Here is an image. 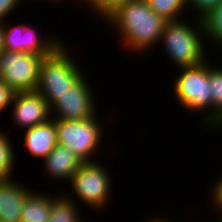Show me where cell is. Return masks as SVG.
<instances>
[{
	"instance_id": "obj_1",
	"label": "cell",
	"mask_w": 222,
	"mask_h": 222,
	"mask_svg": "<svg viewBox=\"0 0 222 222\" xmlns=\"http://www.w3.org/2000/svg\"><path fill=\"white\" fill-rule=\"evenodd\" d=\"M103 22L117 31L123 48L140 56L159 44L167 21L145 0H123Z\"/></svg>"
},
{
	"instance_id": "obj_2",
	"label": "cell",
	"mask_w": 222,
	"mask_h": 222,
	"mask_svg": "<svg viewBox=\"0 0 222 222\" xmlns=\"http://www.w3.org/2000/svg\"><path fill=\"white\" fill-rule=\"evenodd\" d=\"M192 18L189 23V18L187 22L184 19L167 21L161 34L159 45H162L168 61L171 60L175 68L194 66L208 59L202 21L194 16Z\"/></svg>"
},
{
	"instance_id": "obj_3",
	"label": "cell",
	"mask_w": 222,
	"mask_h": 222,
	"mask_svg": "<svg viewBox=\"0 0 222 222\" xmlns=\"http://www.w3.org/2000/svg\"><path fill=\"white\" fill-rule=\"evenodd\" d=\"M206 59L204 62L187 67L176 68V78L172 79L174 99L182 108L191 113L203 114L200 123H202L205 131H210L212 128V91L210 89L209 78V62ZM179 74V75H178ZM198 112V113H197Z\"/></svg>"
},
{
	"instance_id": "obj_4",
	"label": "cell",
	"mask_w": 222,
	"mask_h": 222,
	"mask_svg": "<svg viewBox=\"0 0 222 222\" xmlns=\"http://www.w3.org/2000/svg\"><path fill=\"white\" fill-rule=\"evenodd\" d=\"M66 44L61 43L52 53L44 56L40 64L36 91L49 105L84 75L78 60L71 53L74 50L69 52L70 48Z\"/></svg>"
},
{
	"instance_id": "obj_5",
	"label": "cell",
	"mask_w": 222,
	"mask_h": 222,
	"mask_svg": "<svg viewBox=\"0 0 222 222\" xmlns=\"http://www.w3.org/2000/svg\"><path fill=\"white\" fill-rule=\"evenodd\" d=\"M102 164L100 160L99 162H83L68 183L72 188V194H63L75 204L80 201L79 203L86 204L87 208L98 211L100 209V212L105 208L107 210L112 199L114 184H112L113 175L110 174L106 165ZM74 196L78 199H74Z\"/></svg>"
},
{
	"instance_id": "obj_6",
	"label": "cell",
	"mask_w": 222,
	"mask_h": 222,
	"mask_svg": "<svg viewBox=\"0 0 222 222\" xmlns=\"http://www.w3.org/2000/svg\"><path fill=\"white\" fill-rule=\"evenodd\" d=\"M98 113L85 120L54 119L56 125L57 144L67 147L82 162L99 161L94 155L98 153L102 141L104 127ZM97 159V160H96Z\"/></svg>"
},
{
	"instance_id": "obj_7",
	"label": "cell",
	"mask_w": 222,
	"mask_h": 222,
	"mask_svg": "<svg viewBox=\"0 0 222 222\" xmlns=\"http://www.w3.org/2000/svg\"><path fill=\"white\" fill-rule=\"evenodd\" d=\"M43 57L29 52L3 50L0 53V79L15 92L36 91Z\"/></svg>"
},
{
	"instance_id": "obj_8",
	"label": "cell",
	"mask_w": 222,
	"mask_h": 222,
	"mask_svg": "<svg viewBox=\"0 0 222 222\" xmlns=\"http://www.w3.org/2000/svg\"><path fill=\"white\" fill-rule=\"evenodd\" d=\"M87 77L84 74L68 91L57 96L49 105L53 119L85 120L99 113L96 99L98 96L94 95L95 91Z\"/></svg>"
},
{
	"instance_id": "obj_9",
	"label": "cell",
	"mask_w": 222,
	"mask_h": 222,
	"mask_svg": "<svg viewBox=\"0 0 222 222\" xmlns=\"http://www.w3.org/2000/svg\"><path fill=\"white\" fill-rule=\"evenodd\" d=\"M7 21L2 22L4 50L10 52H29L46 56L52 53L61 43L65 42L61 37L38 35V31L30 25L16 24L9 27ZM61 39V40H60Z\"/></svg>"
},
{
	"instance_id": "obj_10",
	"label": "cell",
	"mask_w": 222,
	"mask_h": 222,
	"mask_svg": "<svg viewBox=\"0 0 222 222\" xmlns=\"http://www.w3.org/2000/svg\"><path fill=\"white\" fill-rule=\"evenodd\" d=\"M10 108L11 119L19 130L32 128L52 118L47 100L38 91L16 92Z\"/></svg>"
},
{
	"instance_id": "obj_11",
	"label": "cell",
	"mask_w": 222,
	"mask_h": 222,
	"mask_svg": "<svg viewBox=\"0 0 222 222\" xmlns=\"http://www.w3.org/2000/svg\"><path fill=\"white\" fill-rule=\"evenodd\" d=\"M18 181L13 177L0 180V221L20 222L21 220L24 200L32 188Z\"/></svg>"
},
{
	"instance_id": "obj_12",
	"label": "cell",
	"mask_w": 222,
	"mask_h": 222,
	"mask_svg": "<svg viewBox=\"0 0 222 222\" xmlns=\"http://www.w3.org/2000/svg\"><path fill=\"white\" fill-rule=\"evenodd\" d=\"M83 162L67 147L57 144L42 161L45 174L55 181L68 184Z\"/></svg>"
},
{
	"instance_id": "obj_13",
	"label": "cell",
	"mask_w": 222,
	"mask_h": 222,
	"mask_svg": "<svg viewBox=\"0 0 222 222\" xmlns=\"http://www.w3.org/2000/svg\"><path fill=\"white\" fill-rule=\"evenodd\" d=\"M24 145L30 156L39 158L41 161L57 145L55 120L51 118L49 121L35 125L32 128L24 130Z\"/></svg>"
},
{
	"instance_id": "obj_14",
	"label": "cell",
	"mask_w": 222,
	"mask_h": 222,
	"mask_svg": "<svg viewBox=\"0 0 222 222\" xmlns=\"http://www.w3.org/2000/svg\"><path fill=\"white\" fill-rule=\"evenodd\" d=\"M33 190L26 196L20 222H48L53 202L61 195ZM56 195V196H55Z\"/></svg>"
},
{
	"instance_id": "obj_15",
	"label": "cell",
	"mask_w": 222,
	"mask_h": 222,
	"mask_svg": "<svg viewBox=\"0 0 222 222\" xmlns=\"http://www.w3.org/2000/svg\"><path fill=\"white\" fill-rule=\"evenodd\" d=\"M205 41L222 49V1L201 18ZM212 43V44H211Z\"/></svg>"
},
{
	"instance_id": "obj_16",
	"label": "cell",
	"mask_w": 222,
	"mask_h": 222,
	"mask_svg": "<svg viewBox=\"0 0 222 222\" xmlns=\"http://www.w3.org/2000/svg\"><path fill=\"white\" fill-rule=\"evenodd\" d=\"M78 205L61 194L51 206L48 222H87L85 219L82 220Z\"/></svg>"
},
{
	"instance_id": "obj_17",
	"label": "cell",
	"mask_w": 222,
	"mask_h": 222,
	"mask_svg": "<svg viewBox=\"0 0 222 222\" xmlns=\"http://www.w3.org/2000/svg\"><path fill=\"white\" fill-rule=\"evenodd\" d=\"M150 8L166 21L181 20L188 11L187 0H145Z\"/></svg>"
},
{
	"instance_id": "obj_18",
	"label": "cell",
	"mask_w": 222,
	"mask_h": 222,
	"mask_svg": "<svg viewBox=\"0 0 222 222\" xmlns=\"http://www.w3.org/2000/svg\"><path fill=\"white\" fill-rule=\"evenodd\" d=\"M210 89L212 91V127L222 117V65L209 64Z\"/></svg>"
},
{
	"instance_id": "obj_19",
	"label": "cell",
	"mask_w": 222,
	"mask_h": 222,
	"mask_svg": "<svg viewBox=\"0 0 222 222\" xmlns=\"http://www.w3.org/2000/svg\"><path fill=\"white\" fill-rule=\"evenodd\" d=\"M7 131L0 129V180L13 177L16 163L14 143L10 142L11 138Z\"/></svg>"
},
{
	"instance_id": "obj_20",
	"label": "cell",
	"mask_w": 222,
	"mask_h": 222,
	"mask_svg": "<svg viewBox=\"0 0 222 222\" xmlns=\"http://www.w3.org/2000/svg\"><path fill=\"white\" fill-rule=\"evenodd\" d=\"M83 1V2H81ZM123 0H79L82 5H86L87 9L104 20Z\"/></svg>"
},
{
	"instance_id": "obj_21",
	"label": "cell",
	"mask_w": 222,
	"mask_h": 222,
	"mask_svg": "<svg viewBox=\"0 0 222 222\" xmlns=\"http://www.w3.org/2000/svg\"><path fill=\"white\" fill-rule=\"evenodd\" d=\"M222 0H187L188 10L194 11V16L202 18L211 9H214Z\"/></svg>"
},
{
	"instance_id": "obj_22",
	"label": "cell",
	"mask_w": 222,
	"mask_h": 222,
	"mask_svg": "<svg viewBox=\"0 0 222 222\" xmlns=\"http://www.w3.org/2000/svg\"><path fill=\"white\" fill-rule=\"evenodd\" d=\"M16 92L0 79V113L10 108Z\"/></svg>"
},
{
	"instance_id": "obj_23",
	"label": "cell",
	"mask_w": 222,
	"mask_h": 222,
	"mask_svg": "<svg viewBox=\"0 0 222 222\" xmlns=\"http://www.w3.org/2000/svg\"><path fill=\"white\" fill-rule=\"evenodd\" d=\"M221 177H216L215 179H217L214 182V186L212 188H210L209 194L210 197L208 196V198L210 199L209 201L212 202V205L209 206H213L214 211L212 210V212H215L217 209L222 208V174L220 173ZM219 179V180H218Z\"/></svg>"
},
{
	"instance_id": "obj_24",
	"label": "cell",
	"mask_w": 222,
	"mask_h": 222,
	"mask_svg": "<svg viewBox=\"0 0 222 222\" xmlns=\"http://www.w3.org/2000/svg\"><path fill=\"white\" fill-rule=\"evenodd\" d=\"M22 2V0H0V22L9 19L7 16L15 12V9L18 8Z\"/></svg>"
},
{
	"instance_id": "obj_25",
	"label": "cell",
	"mask_w": 222,
	"mask_h": 222,
	"mask_svg": "<svg viewBox=\"0 0 222 222\" xmlns=\"http://www.w3.org/2000/svg\"><path fill=\"white\" fill-rule=\"evenodd\" d=\"M165 218H166L165 216L163 218V216L161 217V215L160 216L156 215V217L154 216V218H153V216L149 217V219L147 218L146 221H144V222H177V221H179V220H175V219L169 220L168 217L166 219ZM179 222H181V221H179Z\"/></svg>"
},
{
	"instance_id": "obj_26",
	"label": "cell",
	"mask_w": 222,
	"mask_h": 222,
	"mask_svg": "<svg viewBox=\"0 0 222 222\" xmlns=\"http://www.w3.org/2000/svg\"><path fill=\"white\" fill-rule=\"evenodd\" d=\"M4 50L2 22H0V53Z\"/></svg>"
},
{
	"instance_id": "obj_27",
	"label": "cell",
	"mask_w": 222,
	"mask_h": 222,
	"mask_svg": "<svg viewBox=\"0 0 222 222\" xmlns=\"http://www.w3.org/2000/svg\"><path fill=\"white\" fill-rule=\"evenodd\" d=\"M218 129V131H217ZM212 132H214V130H216L217 132H219V130L222 131V117L219 119V121L211 128Z\"/></svg>"
},
{
	"instance_id": "obj_28",
	"label": "cell",
	"mask_w": 222,
	"mask_h": 222,
	"mask_svg": "<svg viewBox=\"0 0 222 222\" xmlns=\"http://www.w3.org/2000/svg\"><path fill=\"white\" fill-rule=\"evenodd\" d=\"M216 212L219 214V215H217V217L219 216L218 217L219 219H216V220L214 219V221L215 222H222V208L217 209ZM205 222H207V221H205ZM208 222H211V221H208Z\"/></svg>"
},
{
	"instance_id": "obj_29",
	"label": "cell",
	"mask_w": 222,
	"mask_h": 222,
	"mask_svg": "<svg viewBox=\"0 0 222 222\" xmlns=\"http://www.w3.org/2000/svg\"><path fill=\"white\" fill-rule=\"evenodd\" d=\"M34 1H35V0H34ZM45 1H46V2H47V1H50V2L53 1L54 3H55V1H56V3H57V1H59L58 3H60L62 0H55V1H54V0H45ZM64 1H65V0H63V2H64ZM67 1H68V0H67ZM70 1H71V0H70ZM41 2H42V0H41ZM77 2H79V0H77Z\"/></svg>"
}]
</instances>
